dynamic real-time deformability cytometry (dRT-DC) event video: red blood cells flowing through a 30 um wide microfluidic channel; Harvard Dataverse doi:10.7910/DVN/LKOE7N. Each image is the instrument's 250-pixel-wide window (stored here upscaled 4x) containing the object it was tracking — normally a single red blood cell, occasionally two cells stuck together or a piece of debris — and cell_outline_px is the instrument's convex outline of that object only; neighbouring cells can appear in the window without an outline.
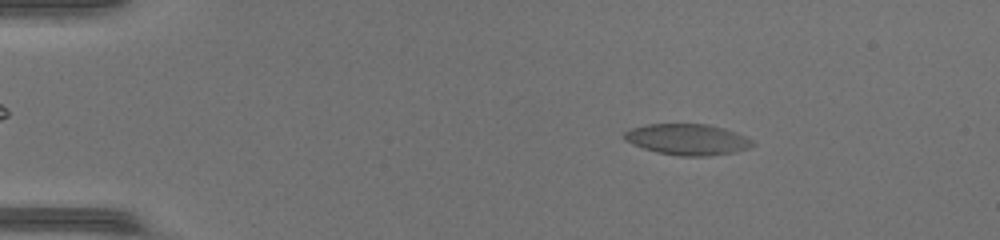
{"species": "common noctule bat (a hibernating species)", "species_latin": "Nyctalus noctula", "temperature_condition": "warm", "stored_images_in_passage": 49, "camera_frame_rate_fps": 3000, "um_per_image_px": 0.085, "animal": {"sex": "female", "body_mass_g": 17.0, "forearm_length_mm": 48.0}, "frame": {"image": 1, "passage_image": 8, "time_ms": 2.333, "image_size_px": [1000, 240], "cell_outline_px": [[756, 144], [748, 148], [736, 152], [704, 156], [680, 156], [660, 152], [644, 148], [624, 140], [624, 132], [632, 128], [648, 124], [708, 124], [724, 128], [736, 132], [752, 140]], "centroid_in_image_um": [58.46, 11.85], "position_along_channel_um": 26.5, "area_um2": 23.0}}
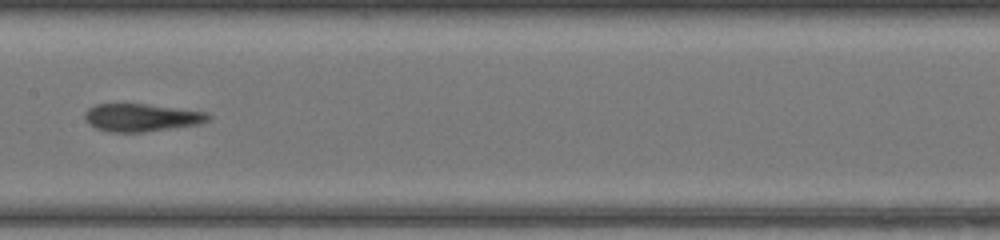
{"frame": {"image": 2, "passage_image": 26, "time_ms": 8.333, "image_size_px": [1000, 240], "cell_outline_px": [[212, 116], [208, 120], [200, 124], [144, 132], [108, 132], [96, 128], [88, 124], [84, 120], [84, 112], [88, 108], [96, 104], [148, 104], [204, 112]], "centroid_in_image_um": [11.97, 10.0], "position_along_channel_um": 195.4, "area_um2": 20.0}}
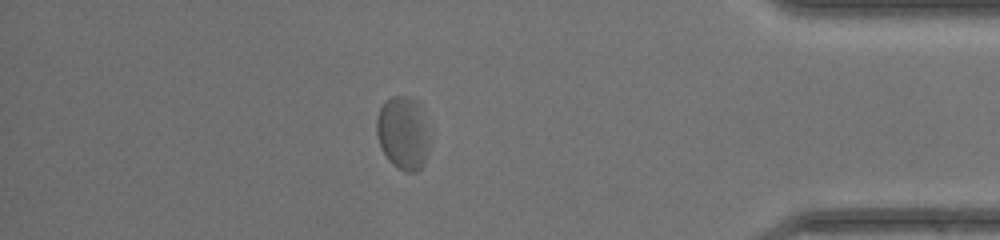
{"frame": {"image": 3, "passage_image": 43, "time_ms": 14.0, "image_size_px": [1000, 240], "cell_outline_px": [[428, 148], [424, 164], [416, 172], [404, 172], [392, 164], [388, 160], [380, 148], [376, 132], [376, 116], [384, 100], [392, 96], [408, 96], [416, 100], [428, 136]], "centroid_in_image_um": [34.19, 11.33], "position_along_channel_um": 401.0, "area_um2": 22.43}, "authors_computed_cell_mechanics": {"area_um2": 21.6172, "velocity_mm_per_s": 4.2221, "shape_relaxation_time_tau1_ms": null, "shape_relaxation_time_tau2_ms": 1.0728, "deformation_change_tau1": null, "deformation_change_tau2": 0.0791}}